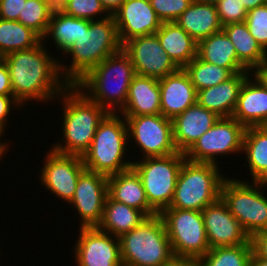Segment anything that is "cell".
I'll use <instances>...</instances> for the list:
<instances>
[{"label":"cell","mask_w":267,"mask_h":266,"mask_svg":"<svg viewBox=\"0 0 267 266\" xmlns=\"http://www.w3.org/2000/svg\"><path fill=\"white\" fill-rule=\"evenodd\" d=\"M43 42L3 57L9 70L13 96L22 106L30 100L45 103L56 100L55 97L58 99L69 86L61 76L60 59L55 60Z\"/></svg>","instance_id":"1"},{"label":"cell","mask_w":267,"mask_h":266,"mask_svg":"<svg viewBox=\"0 0 267 266\" xmlns=\"http://www.w3.org/2000/svg\"><path fill=\"white\" fill-rule=\"evenodd\" d=\"M135 75L129 55L121 49L91 69L75 86L108 113H117L125 106Z\"/></svg>","instance_id":"2"},{"label":"cell","mask_w":267,"mask_h":266,"mask_svg":"<svg viewBox=\"0 0 267 266\" xmlns=\"http://www.w3.org/2000/svg\"><path fill=\"white\" fill-rule=\"evenodd\" d=\"M63 101V143H54L55 152L83 156L89 149L99 123L108 112L90 100L75 85H69L61 94ZM63 99V100H62ZM65 142V143H64Z\"/></svg>","instance_id":"3"},{"label":"cell","mask_w":267,"mask_h":266,"mask_svg":"<svg viewBox=\"0 0 267 266\" xmlns=\"http://www.w3.org/2000/svg\"><path fill=\"white\" fill-rule=\"evenodd\" d=\"M121 49L113 15L90 21L89 27H83L78 41L65 52L72 56L70 66L59 63L61 76L69 85H75L105 58Z\"/></svg>","instance_id":"4"},{"label":"cell","mask_w":267,"mask_h":266,"mask_svg":"<svg viewBox=\"0 0 267 266\" xmlns=\"http://www.w3.org/2000/svg\"><path fill=\"white\" fill-rule=\"evenodd\" d=\"M118 113H108L99 123L89 149L83 154V165L89 171L110 176L132 168L125 161L129 143L126 119Z\"/></svg>","instance_id":"5"},{"label":"cell","mask_w":267,"mask_h":266,"mask_svg":"<svg viewBox=\"0 0 267 266\" xmlns=\"http://www.w3.org/2000/svg\"><path fill=\"white\" fill-rule=\"evenodd\" d=\"M119 241L123 266H166L175 258L159 214L144 219Z\"/></svg>","instance_id":"6"},{"label":"cell","mask_w":267,"mask_h":266,"mask_svg":"<svg viewBox=\"0 0 267 266\" xmlns=\"http://www.w3.org/2000/svg\"><path fill=\"white\" fill-rule=\"evenodd\" d=\"M217 164L185 160L179 171L170 206L165 209L202 211L221 196L226 177Z\"/></svg>","instance_id":"7"},{"label":"cell","mask_w":267,"mask_h":266,"mask_svg":"<svg viewBox=\"0 0 267 266\" xmlns=\"http://www.w3.org/2000/svg\"><path fill=\"white\" fill-rule=\"evenodd\" d=\"M251 182L253 185L245 180L226 177L221 186L220 196L250 237L267 230V197L263 193L267 183Z\"/></svg>","instance_id":"8"},{"label":"cell","mask_w":267,"mask_h":266,"mask_svg":"<svg viewBox=\"0 0 267 266\" xmlns=\"http://www.w3.org/2000/svg\"><path fill=\"white\" fill-rule=\"evenodd\" d=\"M140 160L133 161L132 168L140 176L149 205L159 214L170 206L185 154L177 152Z\"/></svg>","instance_id":"9"},{"label":"cell","mask_w":267,"mask_h":266,"mask_svg":"<svg viewBox=\"0 0 267 266\" xmlns=\"http://www.w3.org/2000/svg\"><path fill=\"white\" fill-rule=\"evenodd\" d=\"M159 215L175 257L201 259L210 250L201 211L164 209Z\"/></svg>","instance_id":"10"},{"label":"cell","mask_w":267,"mask_h":266,"mask_svg":"<svg viewBox=\"0 0 267 266\" xmlns=\"http://www.w3.org/2000/svg\"><path fill=\"white\" fill-rule=\"evenodd\" d=\"M245 131L246 127L233 117H220L185 153V159L217 164L215 156L242 153Z\"/></svg>","instance_id":"11"},{"label":"cell","mask_w":267,"mask_h":266,"mask_svg":"<svg viewBox=\"0 0 267 266\" xmlns=\"http://www.w3.org/2000/svg\"><path fill=\"white\" fill-rule=\"evenodd\" d=\"M122 117L127 122L128 141L133 139L140 147L144 154L141 158L166 156L178 152L173 141L171 119L162 114Z\"/></svg>","instance_id":"12"},{"label":"cell","mask_w":267,"mask_h":266,"mask_svg":"<svg viewBox=\"0 0 267 266\" xmlns=\"http://www.w3.org/2000/svg\"><path fill=\"white\" fill-rule=\"evenodd\" d=\"M137 75L161 79L179 67L165 52L156 34L137 36L122 45Z\"/></svg>","instance_id":"13"},{"label":"cell","mask_w":267,"mask_h":266,"mask_svg":"<svg viewBox=\"0 0 267 266\" xmlns=\"http://www.w3.org/2000/svg\"><path fill=\"white\" fill-rule=\"evenodd\" d=\"M85 169L81 156L62 154L51 149L40 171V182L52 194L69 203L74 196L78 178Z\"/></svg>","instance_id":"14"},{"label":"cell","mask_w":267,"mask_h":266,"mask_svg":"<svg viewBox=\"0 0 267 266\" xmlns=\"http://www.w3.org/2000/svg\"><path fill=\"white\" fill-rule=\"evenodd\" d=\"M74 246L77 266H123L119 237L97 227L79 228Z\"/></svg>","instance_id":"15"},{"label":"cell","mask_w":267,"mask_h":266,"mask_svg":"<svg viewBox=\"0 0 267 266\" xmlns=\"http://www.w3.org/2000/svg\"><path fill=\"white\" fill-rule=\"evenodd\" d=\"M107 195V176L87 169L80 174L74 196L69 203L80 215L81 228L99 225Z\"/></svg>","instance_id":"16"},{"label":"cell","mask_w":267,"mask_h":266,"mask_svg":"<svg viewBox=\"0 0 267 266\" xmlns=\"http://www.w3.org/2000/svg\"><path fill=\"white\" fill-rule=\"evenodd\" d=\"M201 212L210 249L251 244L250 236L231 214L221 197Z\"/></svg>","instance_id":"17"},{"label":"cell","mask_w":267,"mask_h":266,"mask_svg":"<svg viewBox=\"0 0 267 266\" xmlns=\"http://www.w3.org/2000/svg\"><path fill=\"white\" fill-rule=\"evenodd\" d=\"M113 17L122 45L133 37L155 34L162 24L149 0H126Z\"/></svg>","instance_id":"18"},{"label":"cell","mask_w":267,"mask_h":266,"mask_svg":"<svg viewBox=\"0 0 267 266\" xmlns=\"http://www.w3.org/2000/svg\"><path fill=\"white\" fill-rule=\"evenodd\" d=\"M220 117L198 103L172 119L173 141L178 152L186 153Z\"/></svg>","instance_id":"19"},{"label":"cell","mask_w":267,"mask_h":266,"mask_svg":"<svg viewBox=\"0 0 267 266\" xmlns=\"http://www.w3.org/2000/svg\"><path fill=\"white\" fill-rule=\"evenodd\" d=\"M161 114L169 119L197 103V91L184 68L159 79Z\"/></svg>","instance_id":"20"},{"label":"cell","mask_w":267,"mask_h":266,"mask_svg":"<svg viewBox=\"0 0 267 266\" xmlns=\"http://www.w3.org/2000/svg\"><path fill=\"white\" fill-rule=\"evenodd\" d=\"M251 78L242 85L232 114L246 128L267 124V88L256 77Z\"/></svg>","instance_id":"21"},{"label":"cell","mask_w":267,"mask_h":266,"mask_svg":"<svg viewBox=\"0 0 267 266\" xmlns=\"http://www.w3.org/2000/svg\"><path fill=\"white\" fill-rule=\"evenodd\" d=\"M252 72H239L216 86L197 91V103L219 117H232L245 80Z\"/></svg>","instance_id":"22"},{"label":"cell","mask_w":267,"mask_h":266,"mask_svg":"<svg viewBox=\"0 0 267 266\" xmlns=\"http://www.w3.org/2000/svg\"><path fill=\"white\" fill-rule=\"evenodd\" d=\"M121 116L161 114L159 79L135 75Z\"/></svg>","instance_id":"23"},{"label":"cell","mask_w":267,"mask_h":266,"mask_svg":"<svg viewBox=\"0 0 267 266\" xmlns=\"http://www.w3.org/2000/svg\"><path fill=\"white\" fill-rule=\"evenodd\" d=\"M108 196L142 211L147 217L158 214L149 205L140 176L133 168L108 176Z\"/></svg>","instance_id":"24"},{"label":"cell","mask_w":267,"mask_h":266,"mask_svg":"<svg viewBox=\"0 0 267 266\" xmlns=\"http://www.w3.org/2000/svg\"><path fill=\"white\" fill-rule=\"evenodd\" d=\"M197 43L222 30L215 4L193 1L175 20Z\"/></svg>","instance_id":"25"},{"label":"cell","mask_w":267,"mask_h":266,"mask_svg":"<svg viewBox=\"0 0 267 266\" xmlns=\"http://www.w3.org/2000/svg\"><path fill=\"white\" fill-rule=\"evenodd\" d=\"M197 56L208 63L227 68L233 74L250 72L238 60L235 48L223 29L198 42Z\"/></svg>","instance_id":"26"},{"label":"cell","mask_w":267,"mask_h":266,"mask_svg":"<svg viewBox=\"0 0 267 266\" xmlns=\"http://www.w3.org/2000/svg\"><path fill=\"white\" fill-rule=\"evenodd\" d=\"M155 34L179 68H184L197 56L198 43L175 22H162Z\"/></svg>","instance_id":"27"},{"label":"cell","mask_w":267,"mask_h":266,"mask_svg":"<svg viewBox=\"0 0 267 266\" xmlns=\"http://www.w3.org/2000/svg\"><path fill=\"white\" fill-rule=\"evenodd\" d=\"M147 216L140 210L112 200L108 195L105 200L101 222L97 228L113 236L122 234L137 227Z\"/></svg>","instance_id":"28"},{"label":"cell","mask_w":267,"mask_h":266,"mask_svg":"<svg viewBox=\"0 0 267 266\" xmlns=\"http://www.w3.org/2000/svg\"><path fill=\"white\" fill-rule=\"evenodd\" d=\"M224 32L231 40L238 60L251 72L265 60L267 53L250 34L245 22L224 25Z\"/></svg>","instance_id":"29"},{"label":"cell","mask_w":267,"mask_h":266,"mask_svg":"<svg viewBox=\"0 0 267 266\" xmlns=\"http://www.w3.org/2000/svg\"><path fill=\"white\" fill-rule=\"evenodd\" d=\"M254 182L267 183V127H247L243 150Z\"/></svg>","instance_id":"30"},{"label":"cell","mask_w":267,"mask_h":266,"mask_svg":"<svg viewBox=\"0 0 267 266\" xmlns=\"http://www.w3.org/2000/svg\"><path fill=\"white\" fill-rule=\"evenodd\" d=\"M42 38L19 21L0 18V53L3 56L37 46Z\"/></svg>","instance_id":"31"},{"label":"cell","mask_w":267,"mask_h":266,"mask_svg":"<svg viewBox=\"0 0 267 266\" xmlns=\"http://www.w3.org/2000/svg\"><path fill=\"white\" fill-rule=\"evenodd\" d=\"M90 20L75 18L74 16L65 15L60 18H55L49 21V26L45 34L51 36L54 40V45L58 48V51L66 52L82 35L83 27H89Z\"/></svg>","instance_id":"32"},{"label":"cell","mask_w":267,"mask_h":266,"mask_svg":"<svg viewBox=\"0 0 267 266\" xmlns=\"http://www.w3.org/2000/svg\"><path fill=\"white\" fill-rule=\"evenodd\" d=\"M184 70L196 91L216 86L234 75L229 69L208 63L198 56L187 64Z\"/></svg>","instance_id":"33"},{"label":"cell","mask_w":267,"mask_h":266,"mask_svg":"<svg viewBox=\"0 0 267 266\" xmlns=\"http://www.w3.org/2000/svg\"><path fill=\"white\" fill-rule=\"evenodd\" d=\"M251 244L216 247L210 249L200 260L202 266H250Z\"/></svg>","instance_id":"34"},{"label":"cell","mask_w":267,"mask_h":266,"mask_svg":"<svg viewBox=\"0 0 267 266\" xmlns=\"http://www.w3.org/2000/svg\"><path fill=\"white\" fill-rule=\"evenodd\" d=\"M18 21L31 28L42 39L45 37L49 26V18L46 12V3L40 0H26Z\"/></svg>","instance_id":"35"},{"label":"cell","mask_w":267,"mask_h":266,"mask_svg":"<svg viewBox=\"0 0 267 266\" xmlns=\"http://www.w3.org/2000/svg\"><path fill=\"white\" fill-rule=\"evenodd\" d=\"M245 23L250 34L267 53V4L249 10Z\"/></svg>","instance_id":"36"},{"label":"cell","mask_w":267,"mask_h":266,"mask_svg":"<svg viewBox=\"0 0 267 266\" xmlns=\"http://www.w3.org/2000/svg\"><path fill=\"white\" fill-rule=\"evenodd\" d=\"M101 13H105L103 18L99 17ZM67 15L74 16L75 18L88 19L90 21L98 20V18L101 20L110 16L100 0H68Z\"/></svg>","instance_id":"37"},{"label":"cell","mask_w":267,"mask_h":266,"mask_svg":"<svg viewBox=\"0 0 267 266\" xmlns=\"http://www.w3.org/2000/svg\"><path fill=\"white\" fill-rule=\"evenodd\" d=\"M157 17L162 22L175 20L190 6L194 0H149Z\"/></svg>","instance_id":"38"},{"label":"cell","mask_w":267,"mask_h":266,"mask_svg":"<svg viewBox=\"0 0 267 266\" xmlns=\"http://www.w3.org/2000/svg\"><path fill=\"white\" fill-rule=\"evenodd\" d=\"M215 5L222 26L245 22L248 11L240 0H220Z\"/></svg>","instance_id":"39"},{"label":"cell","mask_w":267,"mask_h":266,"mask_svg":"<svg viewBox=\"0 0 267 266\" xmlns=\"http://www.w3.org/2000/svg\"><path fill=\"white\" fill-rule=\"evenodd\" d=\"M26 0H0V18L18 21Z\"/></svg>","instance_id":"40"},{"label":"cell","mask_w":267,"mask_h":266,"mask_svg":"<svg viewBox=\"0 0 267 266\" xmlns=\"http://www.w3.org/2000/svg\"><path fill=\"white\" fill-rule=\"evenodd\" d=\"M252 252L258 257L267 260V230L255 233L250 237Z\"/></svg>","instance_id":"41"},{"label":"cell","mask_w":267,"mask_h":266,"mask_svg":"<svg viewBox=\"0 0 267 266\" xmlns=\"http://www.w3.org/2000/svg\"><path fill=\"white\" fill-rule=\"evenodd\" d=\"M15 106H21V104L14 98V96L0 95V129L3 132L6 129L7 122L11 108ZM6 123V124H5ZM5 126V127H4Z\"/></svg>","instance_id":"42"},{"label":"cell","mask_w":267,"mask_h":266,"mask_svg":"<svg viewBox=\"0 0 267 266\" xmlns=\"http://www.w3.org/2000/svg\"><path fill=\"white\" fill-rule=\"evenodd\" d=\"M45 3L49 20L67 15L68 0H47Z\"/></svg>","instance_id":"43"},{"label":"cell","mask_w":267,"mask_h":266,"mask_svg":"<svg viewBox=\"0 0 267 266\" xmlns=\"http://www.w3.org/2000/svg\"><path fill=\"white\" fill-rule=\"evenodd\" d=\"M0 95L13 96L9 70L4 60L0 62Z\"/></svg>","instance_id":"44"},{"label":"cell","mask_w":267,"mask_h":266,"mask_svg":"<svg viewBox=\"0 0 267 266\" xmlns=\"http://www.w3.org/2000/svg\"><path fill=\"white\" fill-rule=\"evenodd\" d=\"M166 266H202L201 260L198 258H178L175 257Z\"/></svg>","instance_id":"45"},{"label":"cell","mask_w":267,"mask_h":266,"mask_svg":"<svg viewBox=\"0 0 267 266\" xmlns=\"http://www.w3.org/2000/svg\"><path fill=\"white\" fill-rule=\"evenodd\" d=\"M252 75L267 88V61L265 60L259 67H257L252 72Z\"/></svg>","instance_id":"46"},{"label":"cell","mask_w":267,"mask_h":266,"mask_svg":"<svg viewBox=\"0 0 267 266\" xmlns=\"http://www.w3.org/2000/svg\"><path fill=\"white\" fill-rule=\"evenodd\" d=\"M126 0H100L106 11L113 15Z\"/></svg>","instance_id":"47"},{"label":"cell","mask_w":267,"mask_h":266,"mask_svg":"<svg viewBox=\"0 0 267 266\" xmlns=\"http://www.w3.org/2000/svg\"><path fill=\"white\" fill-rule=\"evenodd\" d=\"M247 11L254 9L258 6L267 4V0H240Z\"/></svg>","instance_id":"48"},{"label":"cell","mask_w":267,"mask_h":266,"mask_svg":"<svg viewBox=\"0 0 267 266\" xmlns=\"http://www.w3.org/2000/svg\"><path fill=\"white\" fill-rule=\"evenodd\" d=\"M250 266H267V260L258 258L254 253L251 256Z\"/></svg>","instance_id":"49"},{"label":"cell","mask_w":267,"mask_h":266,"mask_svg":"<svg viewBox=\"0 0 267 266\" xmlns=\"http://www.w3.org/2000/svg\"><path fill=\"white\" fill-rule=\"evenodd\" d=\"M2 134H4V132L0 129V139H1L2 136H4ZM7 145H8L7 143L1 142V140H0V155L2 157L6 153V151L8 150Z\"/></svg>","instance_id":"50"},{"label":"cell","mask_w":267,"mask_h":266,"mask_svg":"<svg viewBox=\"0 0 267 266\" xmlns=\"http://www.w3.org/2000/svg\"><path fill=\"white\" fill-rule=\"evenodd\" d=\"M201 3H207V4H216L217 2H219L220 0H195Z\"/></svg>","instance_id":"51"},{"label":"cell","mask_w":267,"mask_h":266,"mask_svg":"<svg viewBox=\"0 0 267 266\" xmlns=\"http://www.w3.org/2000/svg\"><path fill=\"white\" fill-rule=\"evenodd\" d=\"M3 55L0 53V62H2L3 61Z\"/></svg>","instance_id":"52"}]
</instances>
